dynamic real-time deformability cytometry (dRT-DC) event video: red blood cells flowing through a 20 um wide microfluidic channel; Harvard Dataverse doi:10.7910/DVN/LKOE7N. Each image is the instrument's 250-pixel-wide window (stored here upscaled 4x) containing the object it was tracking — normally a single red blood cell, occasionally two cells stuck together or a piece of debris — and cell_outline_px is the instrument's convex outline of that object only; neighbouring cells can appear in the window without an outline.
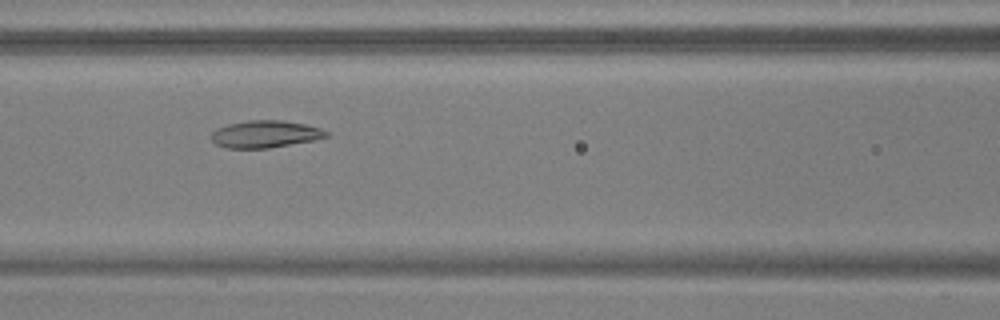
{"species": "common noctule bat (a hibernating species)", "species_latin": "Nyctalus noctula", "temperature_condition": "warm", "stored_images_in_passage": 29, "camera_frame_rate_fps": 3000, "um_per_image_px": 0.085, "animal": {"sex": "male", "body_mass_g": 17.9, "forearm_length_mm": 54.2}, "frame": {"image": 1, "passage_image": 8, "time_ms": 2.333, "image_size_px": [1000, 320], "cell_outline_px": [[332, 136], [312, 140], [268, 148], [224, 148], [216, 144], [212, 140], [212, 132], [216, 128], [228, 124], [248, 120], [280, 120], [304, 124], [320, 128], [328, 132]], "centroid_in_image_um": [22.53, 11.4], "position_along_channel_um": 144.1, "area_um2": 18.15}}
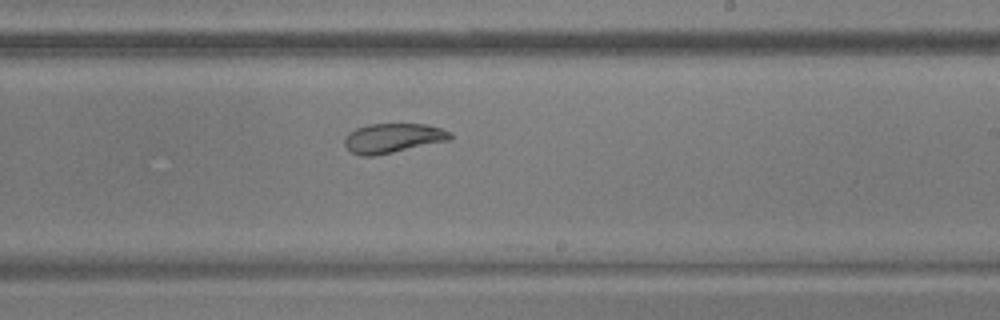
{"frame": {"image": 2, "passage_image": 17, "time_ms": 5.333, "image_size_px": [1000, 320], "cell_outline_px": [[452, 140], [376, 156], [360, 156], [352, 152], [344, 144], [344, 140], [348, 132], [356, 128], [368, 124], [424, 124], [440, 128], [452, 132]], "centroid_in_image_um": [33.41, 11.75], "position_along_channel_um": 255.6, "area_um2": 18.38}}
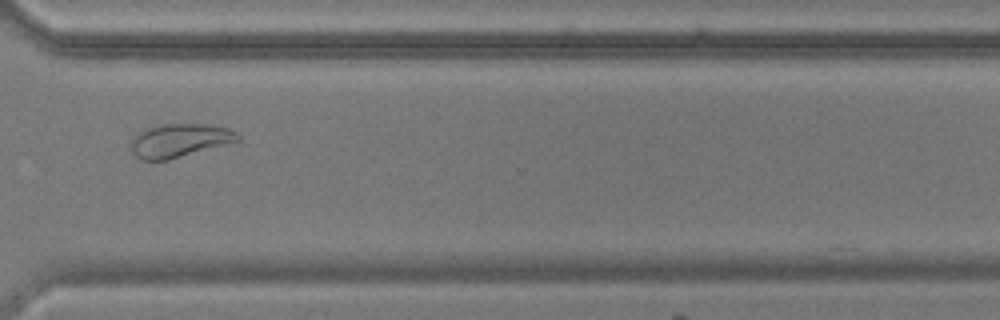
{"frame": {"image": 3, "passage_image": 25, "time_ms": 8.0, "image_size_px": [1000, 320], "cell_outline_px": [[240, 140], [168, 160], [140, 160], [132, 152], [128, 144], [136, 132], [148, 128], [164, 124], [208, 124], [228, 128], [236, 132], [240, 136]], "centroid_in_image_um": [15.2, 11.94], "position_along_channel_um": 355.4, "area_um2": 20.87}, "authors_computed_cell_mechanics": {"area_um2": 18.9006, "velocity_mm_per_s": 3.7299, "shape_relaxation_time_tau1_ms": 7.7665, "shape_relaxation_time_tau2_ms": 1.8682, "deformation_change_tau1": 0.1514, "deformation_change_tau2": 0.0513}}